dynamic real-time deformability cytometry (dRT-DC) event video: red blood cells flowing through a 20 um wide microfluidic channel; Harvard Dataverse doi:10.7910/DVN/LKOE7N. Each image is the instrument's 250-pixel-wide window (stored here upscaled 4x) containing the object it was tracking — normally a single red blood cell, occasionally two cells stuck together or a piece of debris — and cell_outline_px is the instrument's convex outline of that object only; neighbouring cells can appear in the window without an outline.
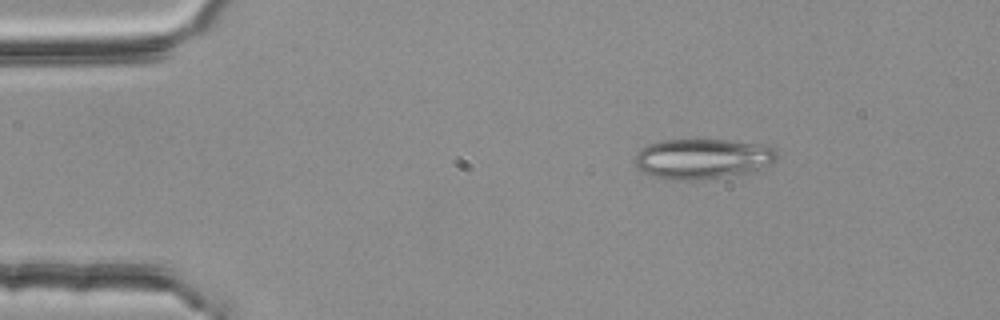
{"species": "common noctule bat (a hibernating species)", "species_latin": "Nyctalus noctula", "temperature_condition": "room temperature", "stored_images_in_passage": 53, "camera_frame_rate_fps": 3000, "um_per_image_px": 0.085, "animal": {"sex": "female", "body_mass_g": 25.1}, "frame": {"image": 1, "passage_image": 8, "time_ms": 2.333, "image_size_px": [1000, 320], "cell_outline_px": [[776, 160], [756, 172], [696, 180], [676, 180], [652, 176], [644, 172], [632, 164], [632, 160], [636, 152], [640, 148], [648, 144], [660, 140], [728, 140], [760, 144], [776, 148]], "centroid_in_image_um": [59.68, 13.49], "position_along_channel_um": 25.3, "area_um2": 33.7}}
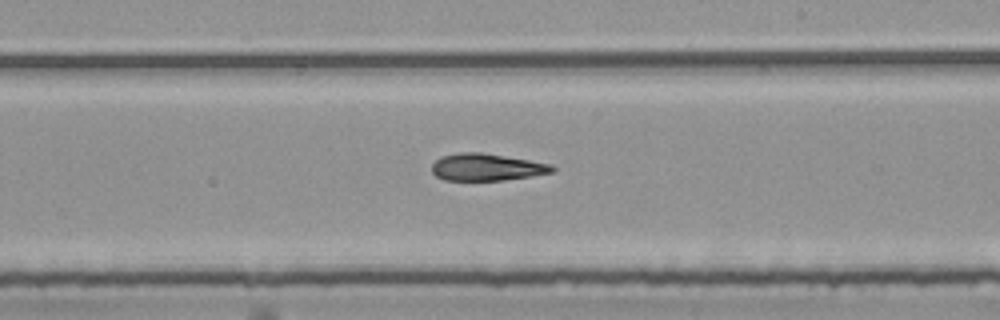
{"frame": {"image": 2, "passage_image": 31, "time_ms": 10.0, "image_size_px": [1000, 320], "cell_outline_px": [[556, 172], [532, 176], [504, 180], [444, 180], [436, 176], [432, 172], [432, 164], [440, 156], [460, 152], [480, 152], [552, 164], [556, 168]], "centroid_in_image_um": [41.38, 14.21], "position_along_channel_um": 247.6, "area_um2": 19.07}}
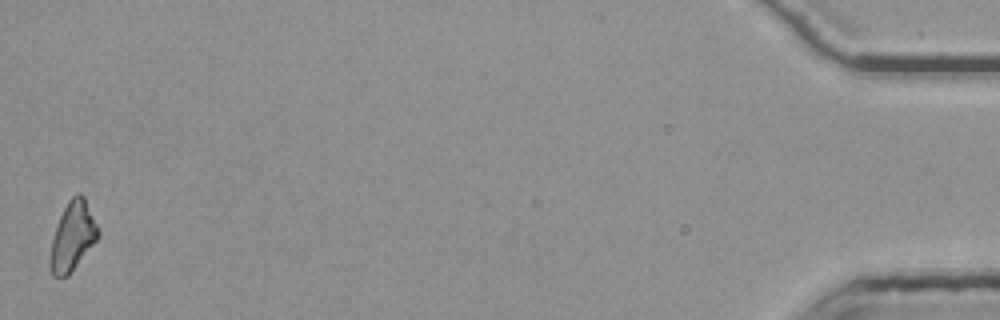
{"frame": {"image": 3, "passage_image": 53, "time_ms": 17.333, "image_size_px": [1000, 320], "cell_outline_px": [[100, 236], [68, 276], [52, 276], [48, 264], [48, 260], [52, 240], [60, 216], [68, 200], [76, 192], [80, 192], [84, 196], [100, 232]], "centroid_in_image_um": [6.16, 20.09], "position_along_channel_um": 429.0, "area_um2": 19.25}, "authors_computed_cell_mechanics": {"area_um2": 19.7676, "velocity_mm_per_s": 3.8185, "shape_relaxation_time_tau1_ms": null, "shape_relaxation_time_tau2_ms": 3.3181, "deformation_change_tau1": null, "deformation_change_tau2": 0.1211}}